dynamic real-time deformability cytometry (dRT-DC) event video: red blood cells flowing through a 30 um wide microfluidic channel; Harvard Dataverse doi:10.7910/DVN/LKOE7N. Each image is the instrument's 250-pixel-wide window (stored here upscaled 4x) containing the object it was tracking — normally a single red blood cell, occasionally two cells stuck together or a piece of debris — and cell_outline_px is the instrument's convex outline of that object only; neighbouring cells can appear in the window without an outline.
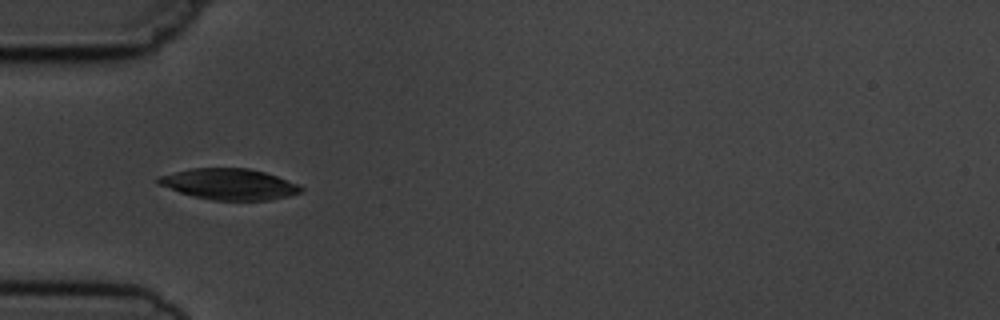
{"species": "common noctule bat (a hibernating species)", "species_latin": "Nyctalus noctula", "temperature_condition": "cold", "stored_images_in_passage": 7, "camera_frame_rate_fps": 3000, "um_per_image_px": 0.085, "animal": {"sex": "male", "body_mass_g": 19.5, "forearm_length_mm": 54.6}, "frame": {"image": 1, "passage_image": 5, "time_ms": 4.667, "image_size_px": [1000, 320], "cell_outline_px": [[304, 188], [300, 192], [288, 196], [268, 200], [212, 200], [192, 196], [156, 184], [156, 176], [192, 168], [248, 168], [264, 172], [300, 184]], "centroid_in_image_um": [19.45, 15.65], "position_along_channel_um": 65.5, "area_um2": 25.84}}
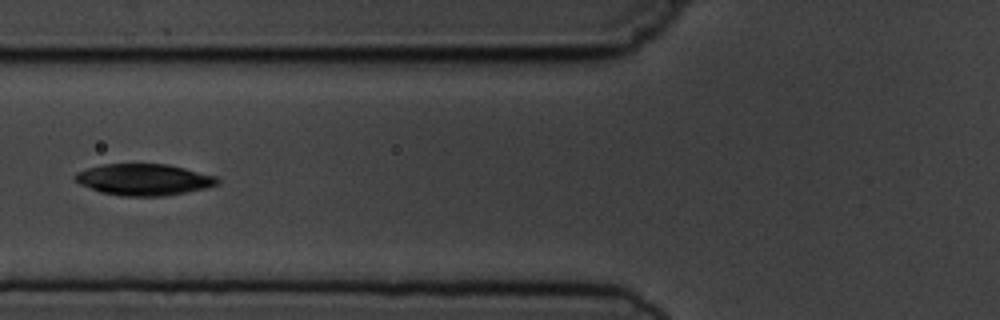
{"frame": {"image": 2, "passage_image": 6, "time_ms": 6.0, "image_size_px": [1000, 320], "cell_outline_px": [[220, 180], [216, 184], [204, 188], [164, 196], [120, 196], [100, 192], [80, 184], [72, 176], [76, 172], [88, 168], [104, 164], [168, 164], [216, 176]], "centroid_in_image_um": [12.19, 15.26], "position_along_channel_um": 113.6, "area_um2": 25.89}}
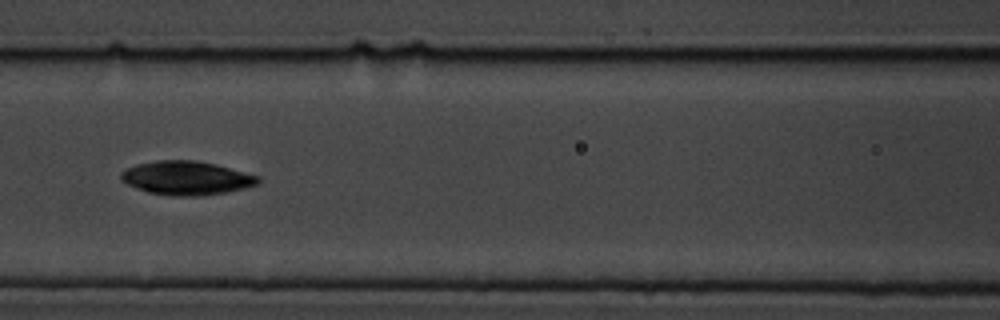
{"frame": {"image": 3, "passage_image": 7, "time_ms": 7.0, "image_size_px": [1000, 320], "cell_outline_px": [[260, 180], [256, 184], [244, 188], [204, 196], [172, 196], [148, 192], [128, 184], [120, 180], [120, 172], [136, 164], [156, 160], [196, 160], [216, 164], [260, 176]], "centroid_in_image_um": [15.84, 15.12], "position_along_channel_um": 150.8, "area_um2": 26.99}}